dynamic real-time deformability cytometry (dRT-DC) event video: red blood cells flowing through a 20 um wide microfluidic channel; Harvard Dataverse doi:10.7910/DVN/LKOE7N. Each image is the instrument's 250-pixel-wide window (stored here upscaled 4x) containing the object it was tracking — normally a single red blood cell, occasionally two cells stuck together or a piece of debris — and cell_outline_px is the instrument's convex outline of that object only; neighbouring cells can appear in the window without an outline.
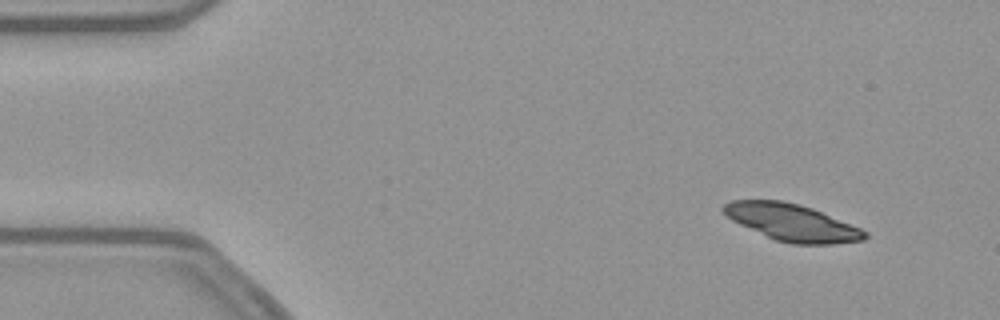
{"species": "common noctule bat (a hibernating species)", "species_latin": "Nyctalus noctula", "temperature_condition": "warm", "stored_images_in_passage": 52, "camera_frame_rate_fps": 3000, "um_per_image_px": 0.085, "animal": {"sex": "female", "body_mass_g": 21.9}, "frame": {"image": 1, "passage_image": 5, "time_ms": 1.333, "image_size_px": [1000, 320], "cell_outline_px": [[868, 236], [864, 240], [832, 244], [792, 244], [776, 240], [740, 224], [724, 216], [720, 208], [724, 204], [732, 200], [780, 200], [800, 204], [812, 208], [860, 228], [868, 232]], "centroid_in_image_um": [67.29, 18.9], "position_along_channel_um": 17.7, "area_um2": 30.29}, "authors_computed_cell_mechanics": {"area_um2": 29.3046, "velocity_mm_per_s": 3.8268, "shape_relaxation_time_tau1_ms": 1.0691, "shape_relaxation_time_tau2_ms": null, "deformation_change_tau1": 0.2544, "deformation_change_tau2": null}}